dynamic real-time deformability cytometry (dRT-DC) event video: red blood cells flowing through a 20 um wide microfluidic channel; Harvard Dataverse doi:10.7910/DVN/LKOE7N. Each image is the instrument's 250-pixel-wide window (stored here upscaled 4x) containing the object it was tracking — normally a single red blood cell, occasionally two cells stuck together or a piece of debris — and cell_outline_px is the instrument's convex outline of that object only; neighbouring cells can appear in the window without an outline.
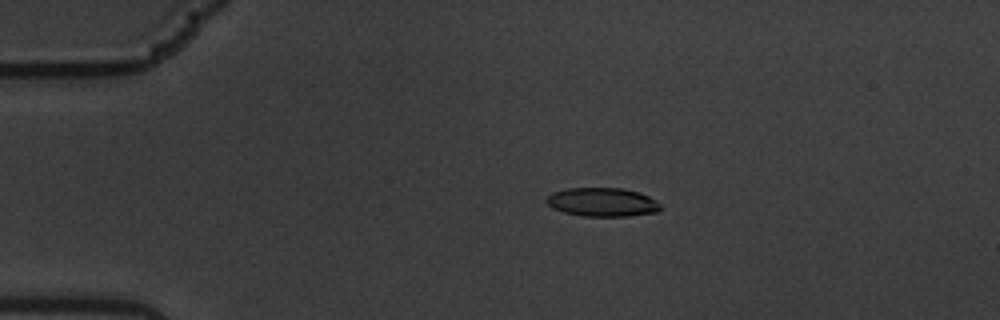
{"species": "common noctule bat (a hibernating species)", "species_latin": "Nyctalus noctula", "temperature_condition": "warm", "stored_images_in_passage": 61, "camera_frame_rate_fps": 3000, "um_per_image_px": 0.085, "animal": {"sex": "male", "body_mass_g": 19.5, "forearm_length_mm": 54.6}, "frame": {"image": 1, "passage_image": 14, "time_ms": 4.333, "image_size_px": [1000, 320], "cell_outline_px": [[660, 208], [656, 212], [628, 216], [584, 216], [564, 212], [552, 208], [544, 200], [552, 192], [564, 188], [624, 188], [640, 192], [656, 200], [660, 204]], "centroid_in_image_um": [51.18, 17.17], "position_along_channel_um": 33.8, "area_um2": 19.19}}
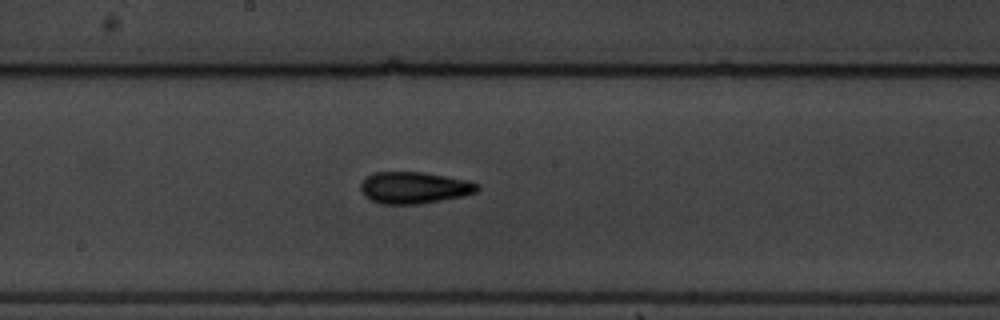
{"frame": {"image": 2, "passage_image": 34, "time_ms": 11.0, "image_size_px": [1000, 320], "cell_outline_px": [[480, 188], [476, 192], [460, 196], [416, 204], [380, 204], [364, 196], [360, 188], [360, 184], [372, 172], [420, 172], [468, 180], [480, 184]], "centroid_in_image_um": [35.18, 15.95], "position_along_channel_um": 213.0, "area_um2": 21.33}}
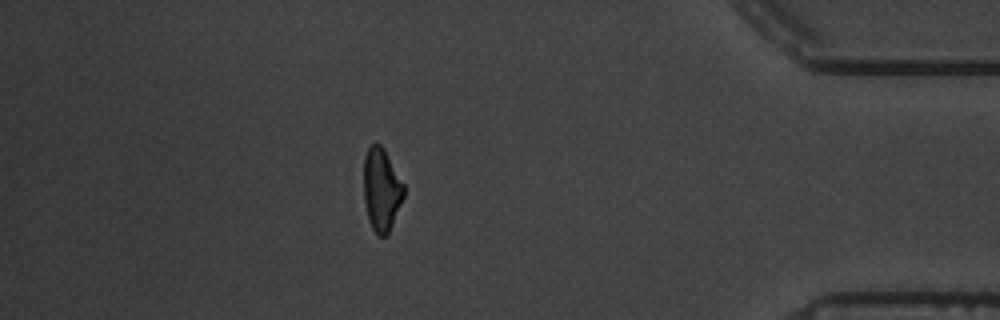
{"frame": {"image": 3, "passage_image": 54, "time_ms": 17.667, "image_size_px": [1000, 320], "cell_outline_px": [[404, 196], [392, 224], [388, 232], [384, 236], [380, 236], [372, 228], [368, 220], [364, 200], [364, 156], [368, 148], [376, 140], [384, 148], [404, 184]], "centroid_in_image_um": [32.42, 16.07], "position_along_channel_um": 402.8, "area_um2": 19.31}, "authors_computed_cell_mechanics": {"area_um2": 20.4034, "velocity_mm_per_s": 3.4203, "shape_relaxation_time_tau1_ms": 8.3861, "shape_relaxation_time_tau2_ms": 3.3588, "deformation_change_tau1": 0.2009, "deformation_change_tau2": 0.1213}}